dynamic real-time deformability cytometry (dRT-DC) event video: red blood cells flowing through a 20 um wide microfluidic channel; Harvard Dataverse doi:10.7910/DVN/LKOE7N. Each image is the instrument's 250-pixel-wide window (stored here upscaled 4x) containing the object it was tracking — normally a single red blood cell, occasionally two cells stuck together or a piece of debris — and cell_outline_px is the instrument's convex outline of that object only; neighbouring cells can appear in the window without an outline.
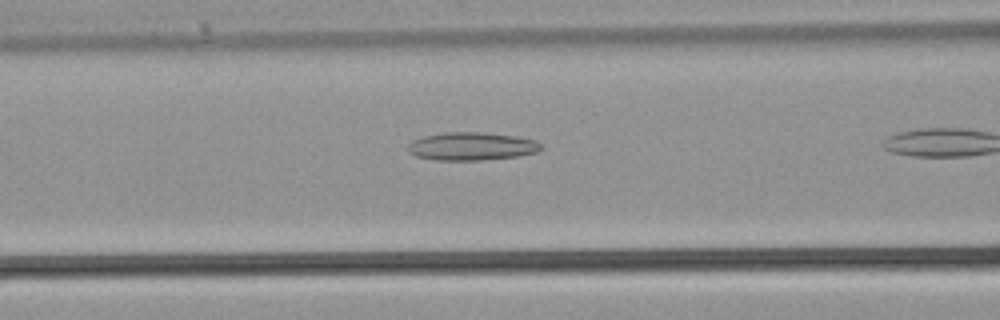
{"species": "common noctule bat (a hibernating species)", "species_latin": "Nyctalus noctula", "temperature_condition": "warm", "stored_images_in_passage": 10, "camera_frame_rate_fps": 3000, "um_per_image_px": 0.085, "animal": {"sex": "male", "body_mass_g": 21.5, "forearm_length_mm": 52.0}, "frame": {"image": 1, "passage_image": 5, "time_ms": 1.333, "image_size_px": [1000, 320], "cell_outline_px": [[544, 148], [536, 152], [516, 156], [480, 160], [436, 160], [416, 156], [408, 152], [408, 144], [412, 140], [424, 136], [444, 132], [480, 132], [516, 136], [536, 140]], "centroid_in_image_um": [40.07, 12.43], "position_along_channel_um": 126.5, "area_um2": 21.73}}
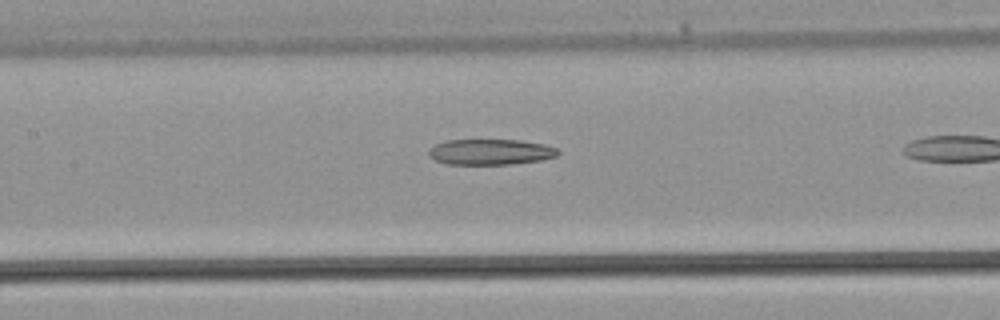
{"frame": {"image": 2, "passage_image": 7, "time_ms": 2.0, "image_size_px": [1000, 320], "cell_outline_px": [[560, 152], [556, 156], [540, 160], [508, 164], [448, 164], [436, 160], [428, 152], [436, 144], [448, 140], [520, 140], [544, 144], [556, 148]], "centroid_in_image_um": [41.73, 12.91], "position_along_channel_um": 165.7, "area_um2": 19.02}}
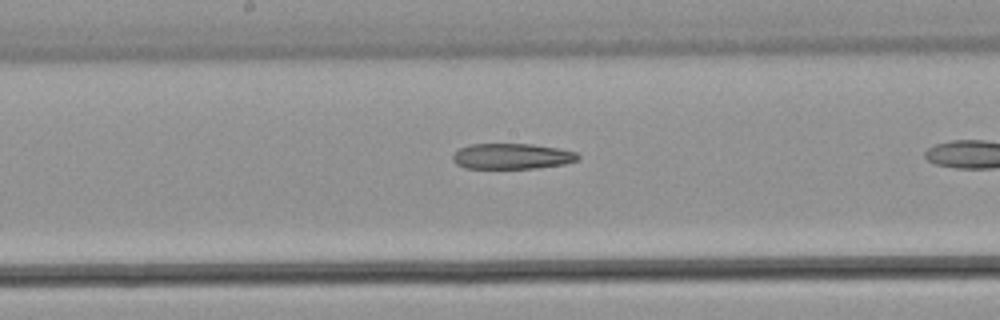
{"frame": {"image": 3, "passage_image": 9, "time_ms": 2.667, "image_size_px": [1000, 320], "cell_outline_px": [[580, 156], [576, 160], [564, 164], [536, 168], [464, 168], [456, 164], [452, 160], [452, 156], [460, 148], [472, 144], [532, 144], [560, 148], [576, 152]], "centroid_in_image_um": [43.51, 13.28], "position_along_channel_um": 204.7, "area_um2": 18.67}}